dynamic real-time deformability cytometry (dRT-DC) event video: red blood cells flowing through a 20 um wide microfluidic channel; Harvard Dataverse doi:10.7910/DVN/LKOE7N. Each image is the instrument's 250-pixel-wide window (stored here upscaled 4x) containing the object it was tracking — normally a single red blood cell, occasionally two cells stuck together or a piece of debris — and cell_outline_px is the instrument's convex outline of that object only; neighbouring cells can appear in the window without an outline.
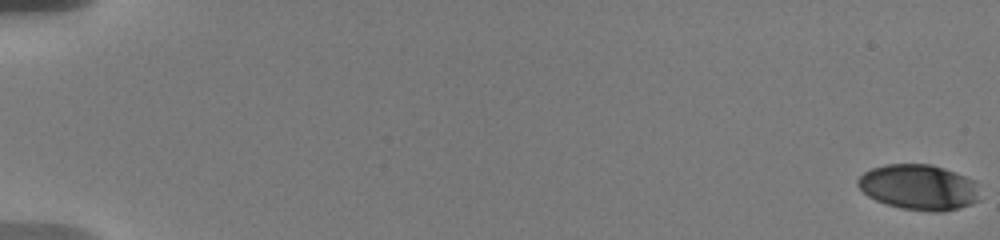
{"species": "human", "species_latin": "Homo sapiens", "temperature_condition": "warm", "stored_images_in_passage": 34, "camera_frame_rate_fps": 3000, "um_per_image_px": 0.085, "donor": {"sex": "male"}, "frame": {"image": 1, "passage_image": 1, "time_ms": 0.0, "image_size_px": [1000, 240], "cell_outline_px": [[980, 200], [972, 204], [960, 208], [944, 212], [932, 212], [900, 208], [884, 204], [868, 196], [856, 184], [856, 180], [864, 172], [872, 168], [884, 164], [932, 164], [956, 172], [976, 180]], "centroid_in_image_um": [78.12, 15.92], "position_along_channel_um": 6.9, "area_um2": 32.83}}
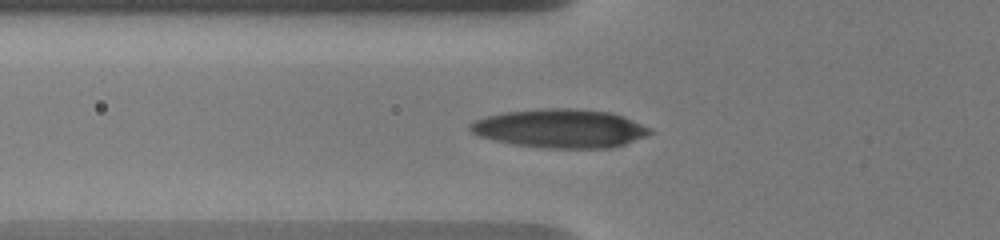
{"frame": {"image": 2, "passage_image": 24, "time_ms": 7.333, "image_size_px": [1000, 240], "cell_outline_px": [[656, 132], [648, 136], [612, 148], [544, 148], [512, 144], [476, 136], [468, 128], [468, 124], [472, 120], [484, 116], [504, 112], [540, 108], [576, 108], [612, 112], [624, 116], [652, 128]], "centroid_in_image_um": [47.62, 10.91], "position_along_channel_um": 78.2, "area_um2": 41.33}}
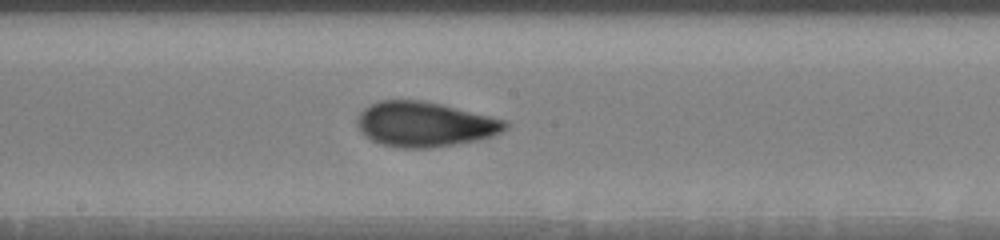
{"frame": {"image": 3, "passage_image": 34, "time_ms": 11.0, "image_size_px": [1000, 240], "cell_outline_px": [[508, 128], [492, 136], [476, 140], [456, 144], [428, 148], [396, 148], [380, 144], [364, 136], [360, 132], [356, 124], [356, 120], [360, 112], [364, 108], [380, 100], [424, 100], [504, 120], [508, 124]], "centroid_in_image_um": [36.04, 10.57], "position_along_channel_um": 212.2, "area_um2": 38.67}}